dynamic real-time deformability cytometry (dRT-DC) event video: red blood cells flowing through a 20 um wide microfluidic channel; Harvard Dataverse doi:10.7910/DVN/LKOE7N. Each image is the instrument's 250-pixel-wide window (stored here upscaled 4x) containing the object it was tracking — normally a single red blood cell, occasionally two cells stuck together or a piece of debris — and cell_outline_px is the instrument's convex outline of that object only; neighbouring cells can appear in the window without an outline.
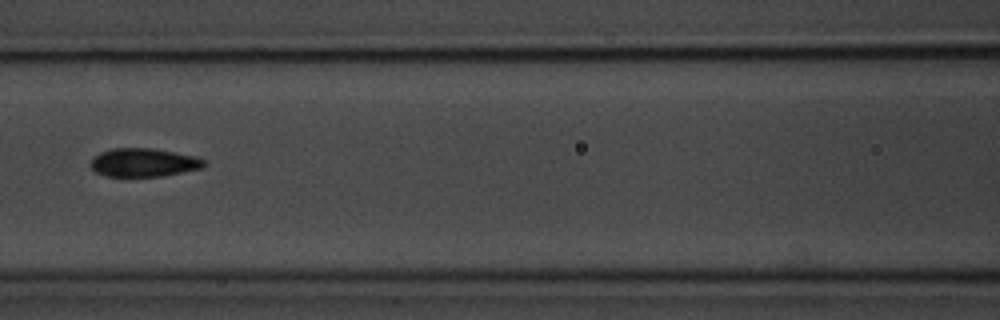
{"species": "common noctule bat (a hibernating species)", "species_latin": "Nyctalus noctula", "temperature_condition": "room temperature", "stored_images_in_passage": 6, "camera_frame_rate_fps": 3000, "um_per_image_px": 0.085, "animal": {"sex": "male", "body_mass_g": 20.1, "forearm_length_mm": 53.5}, "frame": {"image": 1, "passage_image": 5, "time_ms": 4.667, "image_size_px": [1000, 320], "cell_outline_px": [[208, 164], [200, 168], [164, 176], [104, 176], [96, 172], [88, 164], [100, 152], [112, 148], [156, 148], [196, 156], [208, 160]], "centroid_in_image_um": [12.25, 13.8], "position_along_channel_um": 154.4, "area_um2": 19.02}}
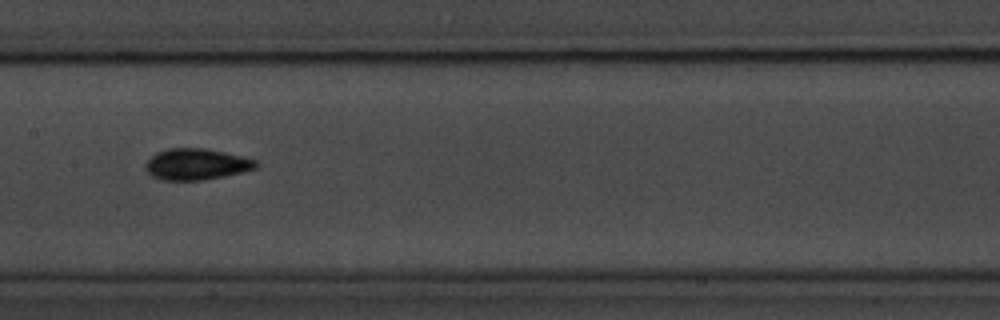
{"frame": {"image": 2, "passage_image": 6, "time_ms": 5.667, "image_size_px": [1000, 320], "cell_outline_px": [[260, 164], [256, 168], [224, 176], [204, 180], [160, 180], [152, 176], [144, 168], [144, 164], [156, 152], [168, 148], [204, 148], [224, 152], [256, 160]], "centroid_in_image_um": [16.66, 13.96], "position_along_channel_um": 190.7, "area_um2": 20.11}}